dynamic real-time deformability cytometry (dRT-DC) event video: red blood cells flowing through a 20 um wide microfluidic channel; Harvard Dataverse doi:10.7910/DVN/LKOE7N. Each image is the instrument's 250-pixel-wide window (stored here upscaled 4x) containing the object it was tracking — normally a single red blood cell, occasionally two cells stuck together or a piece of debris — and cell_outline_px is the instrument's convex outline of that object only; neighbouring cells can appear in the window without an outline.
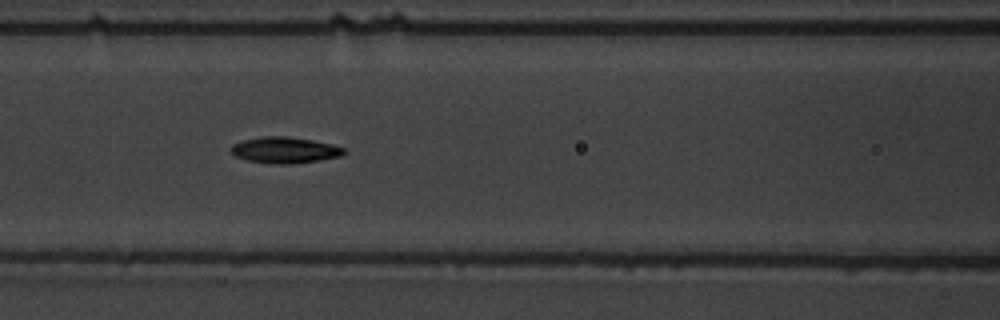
{"species": "common noctule bat (a hibernating species)", "species_latin": "Nyctalus noctula", "temperature_condition": "warm", "stored_images_in_passage": 10, "camera_frame_rate_fps": 3000, "um_per_image_px": 0.085, "animal": {"sex": "male", "body_mass_g": 19.5, "forearm_length_mm": 54.6}, "frame": {"image": 1, "passage_image": 7, "time_ms": 6.667, "image_size_px": [1000, 320], "cell_outline_px": [[344, 152], [340, 156], [320, 160], [292, 164], [280, 164], [248, 160], [236, 156], [228, 148], [232, 144], [240, 140], [260, 136], [288, 136], [312, 140], [332, 144], [344, 148]], "centroid_in_image_um": [24.16, 12.74], "position_along_channel_um": 142.4, "area_um2": 17.22}}
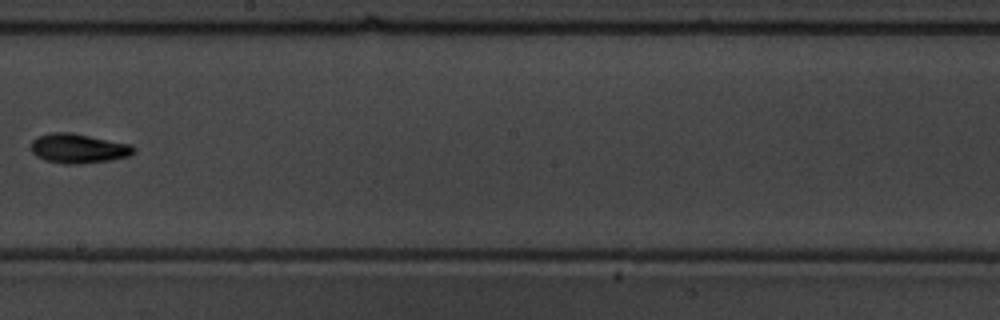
{"frame": {"image": 2, "passage_image": 9, "time_ms": 9.333, "image_size_px": [1000, 320], "cell_outline_px": [[136, 152], [128, 156], [112, 160], [80, 164], [64, 164], [44, 160], [36, 156], [32, 152], [32, 140], [36, 136], [52, 132], [68, 132], [132, 144], [136, 148]], "centroid_in_image_um": [6.67, 12.62], "position_along_channel_um": 241.5, "area_um2": 17.8}}
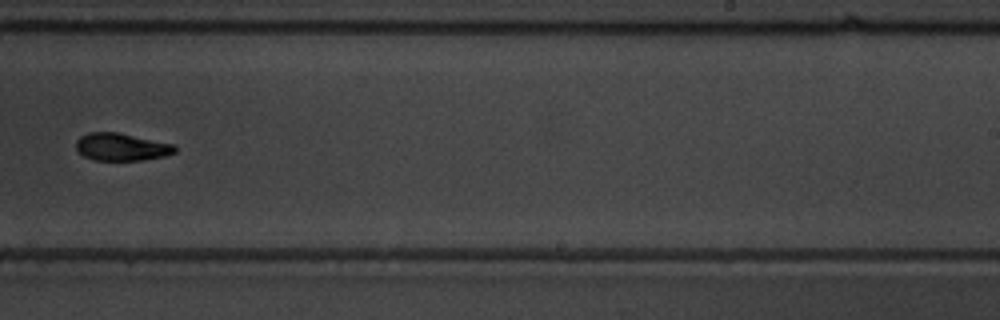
{"frame": {"image": 3, "passage_image": 10, "time_ms": 10.333, "image_size_px": [1000, 320], "cell_outline_px": [[176, 152], [164, 156], [140, 160], [92, 160], [84, 156], [76, 148], [76, 140], [80, 136], [88, 132], [116, 132], [172, 144], [176, 148]], "centroid_in_image_um": [10.28, 12.49], "position_along_channel_um": 278.7, "area_um2": 15.66}}